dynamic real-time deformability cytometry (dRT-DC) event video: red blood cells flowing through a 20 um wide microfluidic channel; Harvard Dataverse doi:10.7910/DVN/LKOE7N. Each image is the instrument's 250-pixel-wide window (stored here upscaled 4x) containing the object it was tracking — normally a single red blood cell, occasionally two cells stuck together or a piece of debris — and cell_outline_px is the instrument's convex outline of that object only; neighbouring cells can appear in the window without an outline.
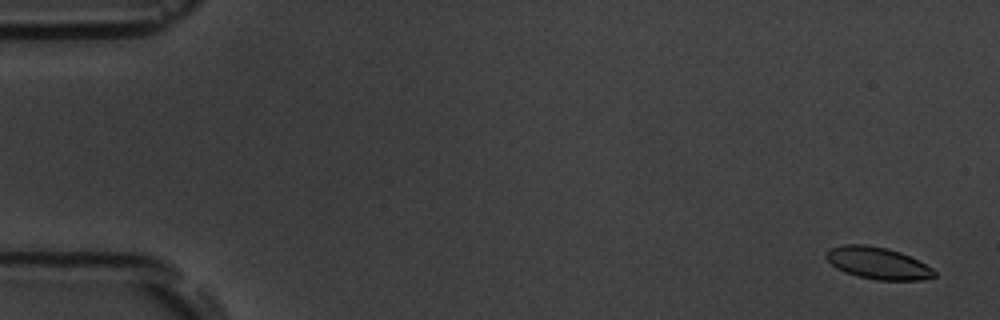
{"species": "common noctule bat (a hibernating species)", "species_latin": "Nyctalus noctula", "temperature_condition": "room temperature", "stored_images_in_passage": 5, "camera_frame_rate_fps": 3000, "um_per_image_px": 0.085, "animal": {"sex": "male", "body_mass_g": 19.5, "forearm_length_mm": 54.6}, "frame": {"image": 1, "passage_image": 1, "time_ms": 0.0, "image_size_px": [1000, 320], "cell_outline_px": [[936, 276], [920, 280], [876, 280], [856, 276], [844, 272], [836, 268], [824, 256], [832, 248], [844, 244], [864, 244], [888, 248], [900, 252], [932, 268], [936, 272]], "centroid_in_image_um": [74.6, 22.37], "position_along_channel_um": 10.4, "area_um2": 20.0}}
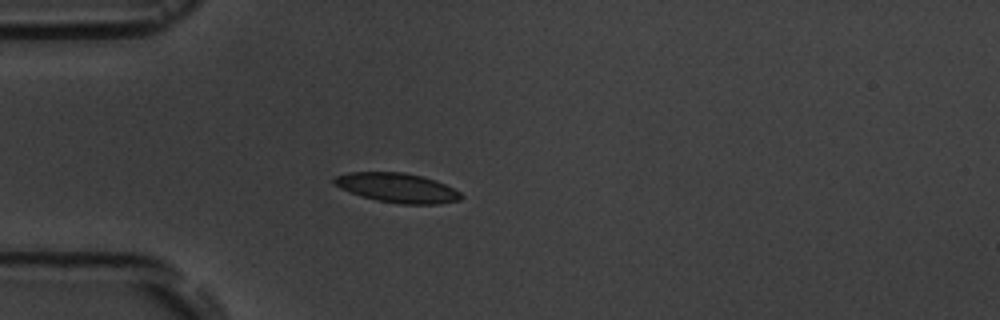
{"frame": {"image": 2, "passage_image": 5, "time_ms": 4.667, "image_size_px": [1000, 320], "cell_outline_px": [[464, 196], [460, 200], [436, 204], [400, 204], [376, 200], [340, 188], [332, 184], [332, 180], [336, 176], [348, 172], [404, 172], [436, 180], [460, 192]], "centroid_in_image_um": [33.76, 15.96], "position_along_channel_um": 51.2, "area_um2": 21.68}}